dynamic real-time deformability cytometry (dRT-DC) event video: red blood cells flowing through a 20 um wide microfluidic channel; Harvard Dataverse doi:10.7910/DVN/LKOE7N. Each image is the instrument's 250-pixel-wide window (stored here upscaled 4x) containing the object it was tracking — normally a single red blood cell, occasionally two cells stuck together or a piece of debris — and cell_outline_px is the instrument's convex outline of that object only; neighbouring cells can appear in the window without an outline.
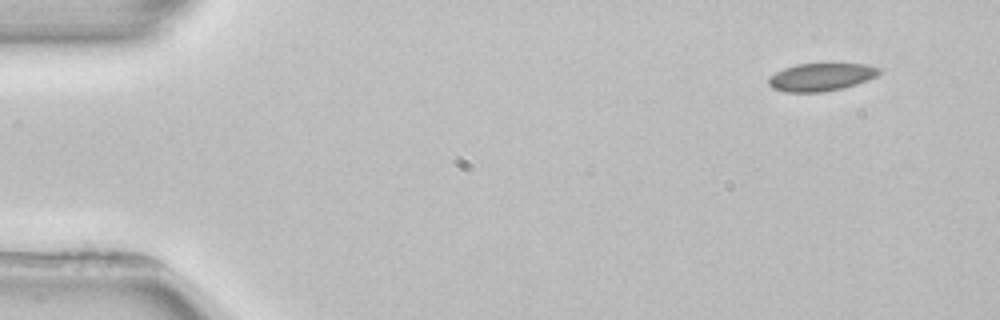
{"species": "common noctule bat (a hibernating species)", "species_latin": "Nyctalus noctula", "temperature_condition": "room temperature", "stored_images_in_passage": 4, "camera_frame_rate_fps": 3000, "um_per_image_px": 0.085, "animal": {"sex": "female", "body_mass_g": 22.7, "forearm_length_mm": 54.2}, "frame": {"image": 1, "passage_image": 1, "time_ms": 0.0, "image_size_px": [1000, 320], "cell_outline_px": [[880, 72], [876, 76], [868, 80], [856, 84], [824, 92], [784, 92], [772, 88], [768, 84], [768, 80], [776, 72], [784, 68], [796, 64], [868, 64], [880, 68]], "centroid_in_image_um": [69.79, 6.55], "position_along_channel_um": 15.2, "area_um2": 17.8}}